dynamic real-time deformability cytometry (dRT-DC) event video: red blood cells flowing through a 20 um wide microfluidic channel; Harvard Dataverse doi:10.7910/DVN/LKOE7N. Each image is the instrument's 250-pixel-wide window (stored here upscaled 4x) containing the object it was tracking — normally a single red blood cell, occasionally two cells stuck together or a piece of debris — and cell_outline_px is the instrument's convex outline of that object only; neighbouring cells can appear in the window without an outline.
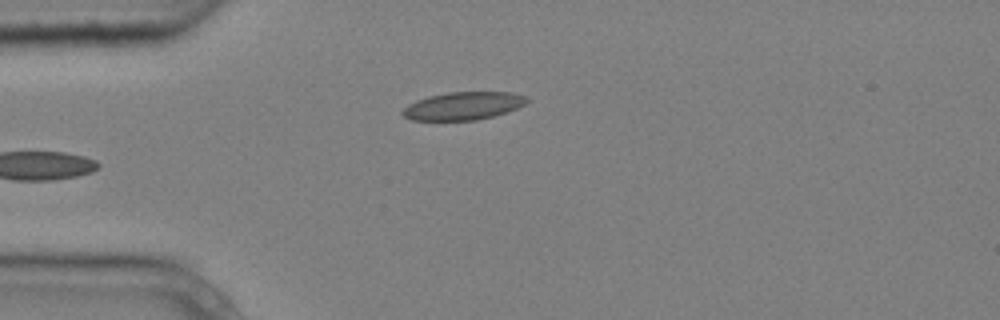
{"species": "common noctule bat (a hibernating species)", "species_latin": "Nyctalus noctula", "temperature_condition": "cold", "stored_images_in_passage": 5, "camera_frame_rate_fps": 3000, "um_per_image_px": 0.085, "animal": {"sex": "male", "body_mass_g": 20.4}, "frame": {"image": 1, "passage_image": 5, "time_ms": 1.333, "image_size_px": [1000, 320], "cell_outline_px": [[528, 100], [524, 104], [516, 108], [492, 116], [476, 120], [412, 120], [404, 116], [400, 112], [408, 104], [416, 100], [428, 96], [448, 92], [512, 92], [528, 96]], "centroid_in_image_um": [39.35, 8.99], "position_along_channel_um": 45.6, "area_um2": 20.11}}